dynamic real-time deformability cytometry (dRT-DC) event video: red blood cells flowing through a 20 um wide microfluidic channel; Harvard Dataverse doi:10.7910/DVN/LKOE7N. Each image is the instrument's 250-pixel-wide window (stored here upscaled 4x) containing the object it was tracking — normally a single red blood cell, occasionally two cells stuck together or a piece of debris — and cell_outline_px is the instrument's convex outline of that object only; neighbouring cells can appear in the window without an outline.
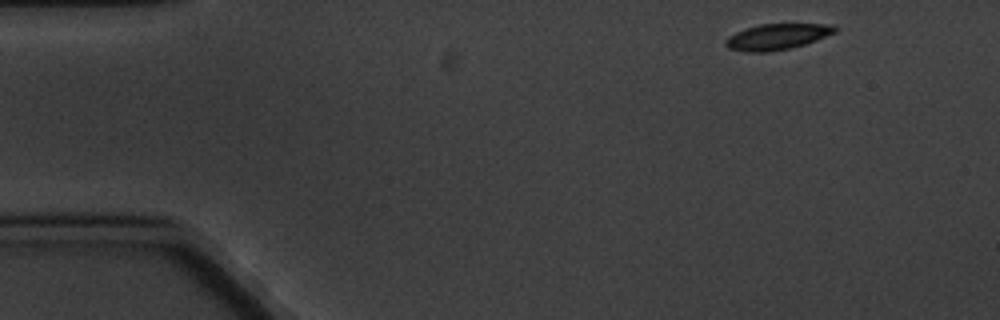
{"species": "common noctule bat (a hibernating species)", "species_latin": "Nyctalus noctula", "temperature_condition": "cold", "stored_images_in_passage": 4, "camera_frame_rate_fps": 3000, "um_per_image_px": 0.085, "animal": {"sex": "male", "body_mass_g": 20.1, "forearm_length_mm": 53.5}, "frame": {"image": 1, "passage_image": 1, "time_ms": 0.0, "image_size_px": [1000, 320], "cell_outline_px": [[840, 28], [836, 32], [816, 40], [804, 44], [788, 48], [768, 52], [744, 52], [728, 48], [724, 44], [724, 40], [728, 36], [744, 28], [760, 24], [824, 24]], "centroid_in_image_um": [66.0, 3.12], "position_along_channel_um": 19.0, "area_um2": 16.47}}
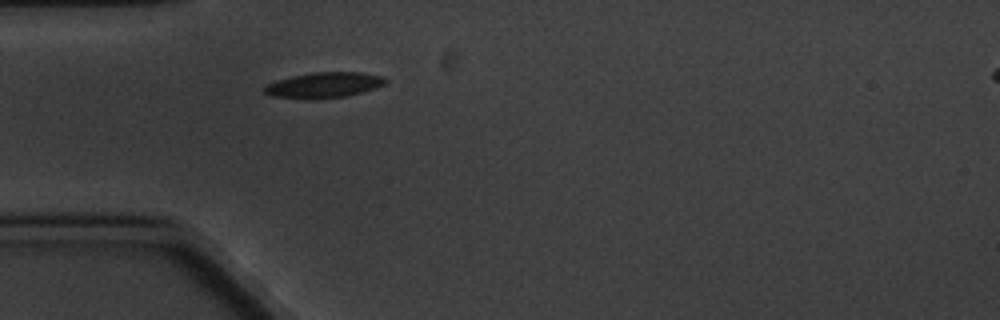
{"frame": {"image": 2, "passage_image": 4, "time_ms": 3.667, "image_size_px": [1000, 320], "cell_outline_px": [[388, 80], [384, 84], [376, 88], [344, 96], [272, 96], [264, 92], [264, 84], [276, 80], [292, 76], [312, 72], [360, 72], [384, 76]], "centroid_in_image_um": [27.58, 7.16], "position_along_channel_um": 57.4, "area_um2": 17.11}}